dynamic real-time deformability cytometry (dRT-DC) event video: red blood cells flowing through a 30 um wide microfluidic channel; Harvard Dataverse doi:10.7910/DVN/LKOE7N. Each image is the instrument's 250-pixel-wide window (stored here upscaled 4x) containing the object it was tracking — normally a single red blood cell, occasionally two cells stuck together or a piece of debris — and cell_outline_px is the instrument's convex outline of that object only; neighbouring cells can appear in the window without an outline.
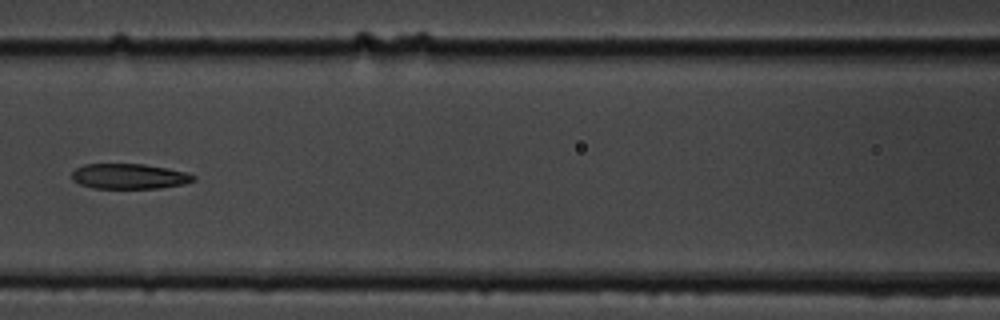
{"species": "common noctule bat (a hibernating species)", "species_latin": "Nyctalus noctula", "temperature_condition": "cold", "stored_images_in_passage": 15, "camera_frame_rate_fps": 3000, "um_per_image_px": 0.085, "animal": {"sex": "male", "body_mass_g": 19.5, "forearm_length_mm": 54.6}, "frame": {"image": 1, "passage_image": 7, "time_ms": 8.0, "image_size_px": [1000, 320], "cell_outline_px": [[196, 180], [184, 184], [160, 188], [92, 188], [80, 184], [72, 180], [72, 172], [76, 168], [84, 164], [144, 164], [168, 168], [184, 172], [196, 176]], "centroid_in_image_um": [10.98, 14.99], "position_along_channel_um": 155.6, "area_um2": 17.92}}
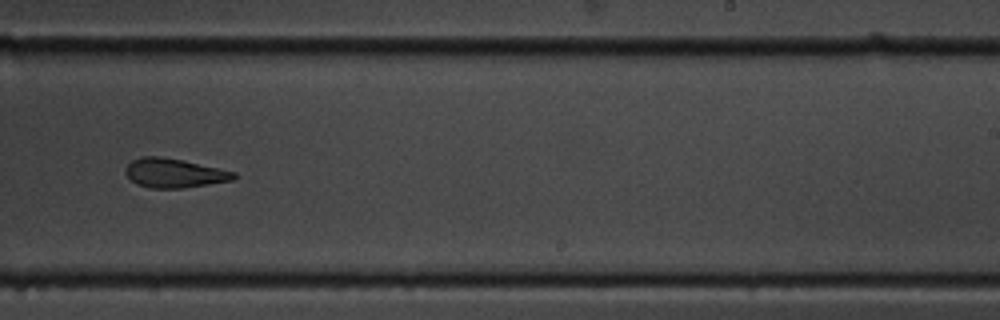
{"frame": {"image": 2, "passage_image": 10, "time_ms": 11.333, "image_size_px": [1000, 320], "cell_outline_px": [[236, 176], [232, 180], [184, 188], [152, 188], [136, 184], [124, 172], [124, 168], [132, 160], [140, 156], [160, 156], [180, 160], [236, 172]], "centroid_in_image_um": [14.76, 14.71], "position_along_channel_um": 274.2, "area_um2": 18.21}}
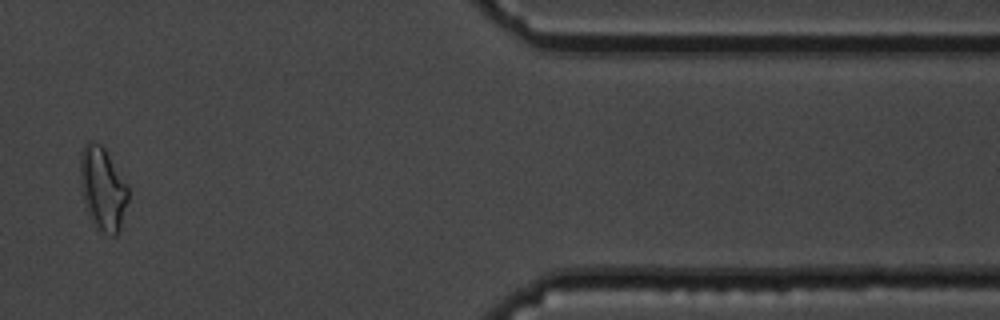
{"frame": {"image": 3, "passage_image": 14, "time_ms": 16.0, "image_size_px": [1000, 320], "cell_outline_px": [[128, 200], [120, 232], [116, 236], [112, 236], [100, 232], [92, 220], [88, 212], [84, 200], [80, 184], [80, 152], [84, 144], [88, 140], [92, 140], [100, 144], [104, 148], [128, 184]], "centroid_in_image_um": [8.74, 16.03], "position_along_channel_um": 402.7, "area_um2": 23.52}, "authors_computed_cell_mechanics": {"area_um2": 20.4034, "velocity_mm_per_s": 3.5738, "shape_relaxation_time_tau1_ms": null, "shape_relaxation_time_tau2_ms": 3.2497, "deformation_change_tau1": null, "deformation_change_tau2": 0.1045}}